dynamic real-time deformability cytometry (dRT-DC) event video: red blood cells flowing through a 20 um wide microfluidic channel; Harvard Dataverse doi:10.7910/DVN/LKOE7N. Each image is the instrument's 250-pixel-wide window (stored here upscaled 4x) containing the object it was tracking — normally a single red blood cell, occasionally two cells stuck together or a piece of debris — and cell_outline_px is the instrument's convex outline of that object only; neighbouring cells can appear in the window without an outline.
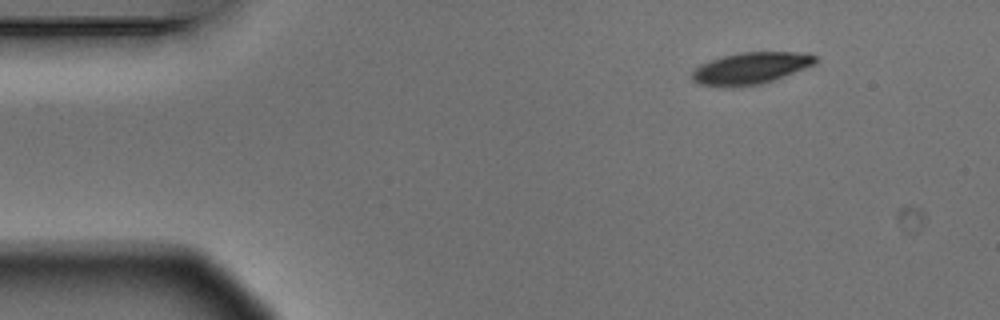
{"species": "Egyptian fruit bat (a non-hibernating species)", "species_latin": "Rousettus aegyptiacus", "temperature_condition": "warm", "stored_images_in_passage": 7, "camera_frame_rate_fps": 3000, "um_per_image_px": 0.085, "animal": {"sex": "male"}, "frame": {"image": 1, "passage_image": 1, "time_ms": 0.0, "image_size_px": [1000, 320], "cell_outline_px": [[820, 60], [816, 64], [784, 76], [760, 84], [700, 84], [692, 80], [692, 72], [700, 64], [724, 56], [740, 52], [808, 52], [816, 56]], "centroid_in_image_um": [63.92, 5.74], "position_along_channel_um": 21.1, "area_um2": 22.08}}
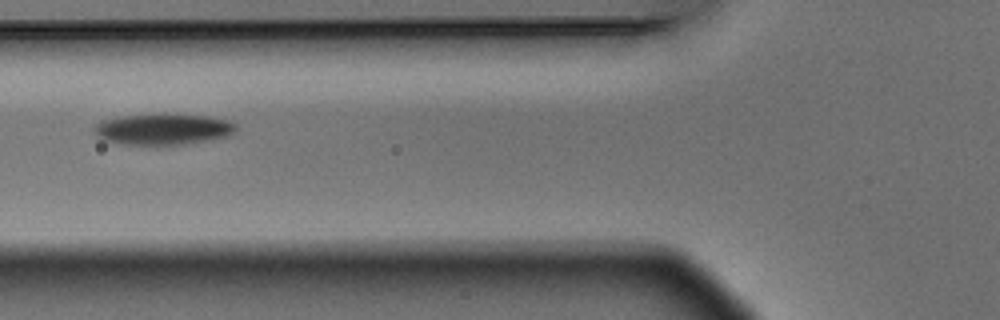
{"frame": {"image": 2, "passage_image": 5, "time_ms": 1.333, "image_size_px": [1000, 320], "cell_outline_px": [[236, 128], [228, 136], [188, 144], [120, 144], [104, 140], [96, 136], [92, 128], [96, 124], [104, 120], [124, 116], [164, 112], [204, 116], [228, 120], [236, 124]], "centroid_in_image_um": [13.84, 10.96], "position_along_channel_um": 112.0, "area_um2": 25.89}}
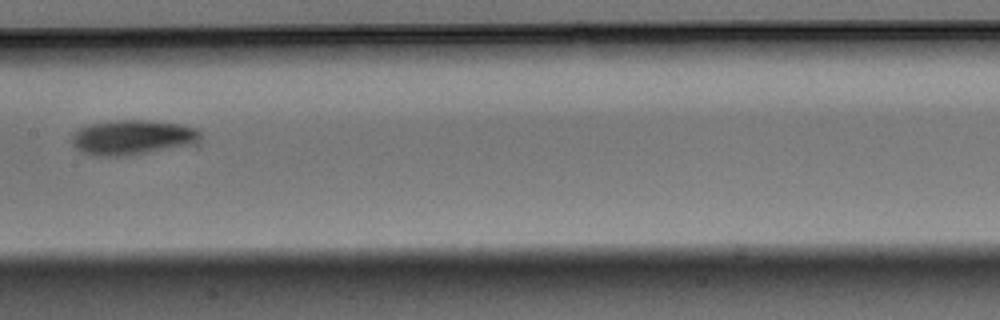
{"frame": {"image": 3, "passage_image": 7, "time_ms": 2.0, "image_size_px": [1000, 320], "cell_outline_px": [[200, 144], [128, 156], [92, 156], [80, 152], [72, 144], [72, 136], [80, 128], [88, 124], [116, 120], [148, 120], [180, 124], [196, 128], [200, 132]], "centroid_in_image_um": [11.3, 11.69], "position_along_channel_um": 196.1, "area_um2": 26.65}}